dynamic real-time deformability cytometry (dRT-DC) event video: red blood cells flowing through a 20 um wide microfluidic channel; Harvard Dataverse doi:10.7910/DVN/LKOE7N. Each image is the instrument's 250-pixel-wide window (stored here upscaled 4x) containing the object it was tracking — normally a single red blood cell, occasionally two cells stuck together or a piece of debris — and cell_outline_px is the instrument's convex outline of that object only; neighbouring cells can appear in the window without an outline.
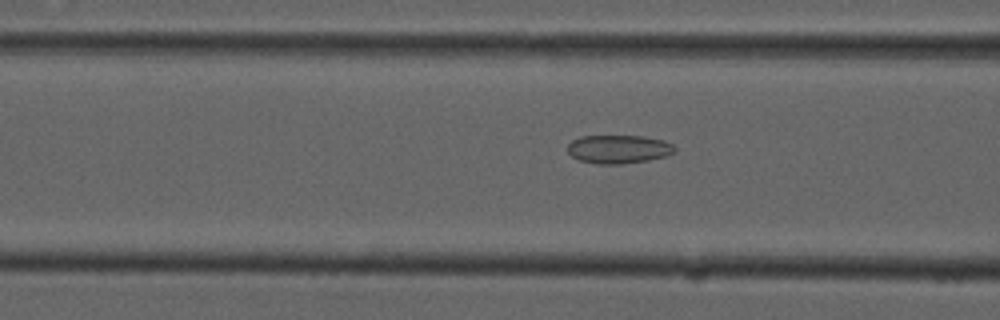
{"species": "common noctule bat (a hibernating species)", "species_latin": "Nyctalus noctula", "temperature_condition": "cold", "stored_images_in_passage": 54, "camera_frame_rate_fps": 3000, "um_per_image_px": 0.085, "animal": {"sex": "male", "forearm_length_mm": 52.5}, "frame": {"image": 1, "passage_image": 21, "time_ms": 6.667, "image_size_px": [1000, 320], "cell_outline_px": [[676, 148], [672, 152], [664, 156], [648, 160], [620, 164], [596, 164], [580, 160], [572, 156], [568, 152], [568, 144], [572, 140], [580, 136], [640, 136], [664, 140], [672, 144]], "centroid_in_image_um": [52.54, 12.67], "position_along_channel_um": 114.1, "area_um2": 17.63}}
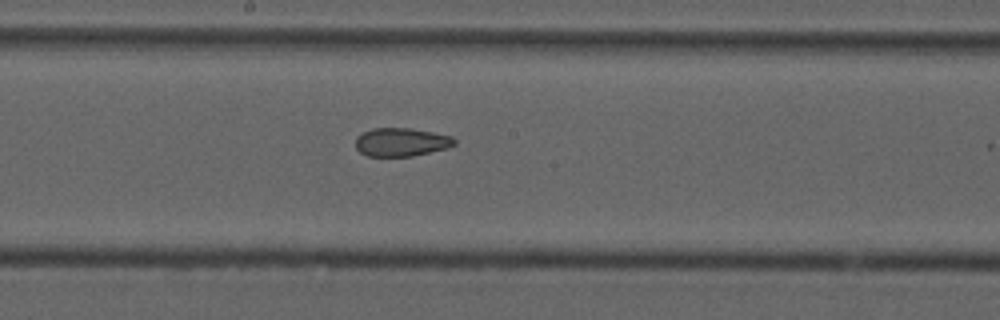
{"frame": {"image": 2, "passage_image": 29, "time_ms": 9.333, "image_size_px": [1000, 320], "cell_outline_px": [[456, 144], [448, 148], [412, 156], [368, 156], [360, 152], [356, 148], [356, 136], [372, 128], [412, 128], [452, 136], [456, 140]], "centroid_in_image_um": [34.12, 12.07], "position_along_channel_um": 214.1, "area_um2": 16.42}}
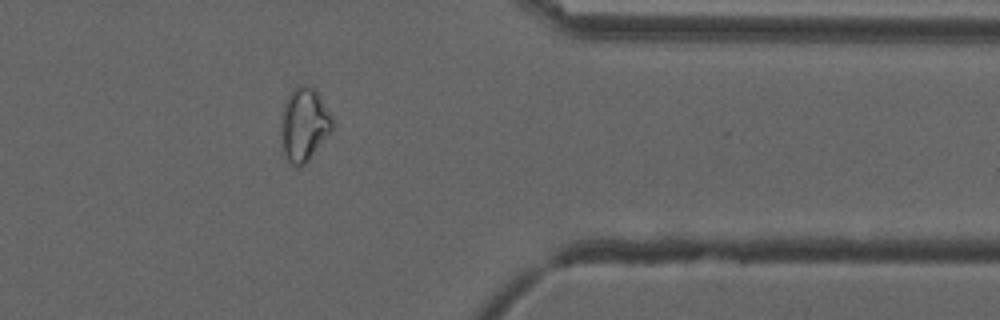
{"frame": {"image": 3, "passage_image": 44, "time_ms": 14.333, "image_size_px": [1000, 320], "cell_outline_px": [[332, 128], [308, 160], [300, 168], [296, 168], [288, 164], [280, 144], [280, 116], [284, 104], [292, 88], [296, 84], [308, 84], [316, 88], [332, 116]], "centroid_in_image_um": [25.79, 10.56], "position_along_channel_um": 385.6, "area_um2": 22.54}, "authors_computed_cell_mechanics": {"area_um2": 20.519, "velocity_mm_per_s": 3.7392, "shape_relaxation_time_tau1_ms": null, "shape_relaxation_time_tau2_ms": 3.1878, "deformation_change_tau1": null, "deformation_change_tau2": 0.0965}}